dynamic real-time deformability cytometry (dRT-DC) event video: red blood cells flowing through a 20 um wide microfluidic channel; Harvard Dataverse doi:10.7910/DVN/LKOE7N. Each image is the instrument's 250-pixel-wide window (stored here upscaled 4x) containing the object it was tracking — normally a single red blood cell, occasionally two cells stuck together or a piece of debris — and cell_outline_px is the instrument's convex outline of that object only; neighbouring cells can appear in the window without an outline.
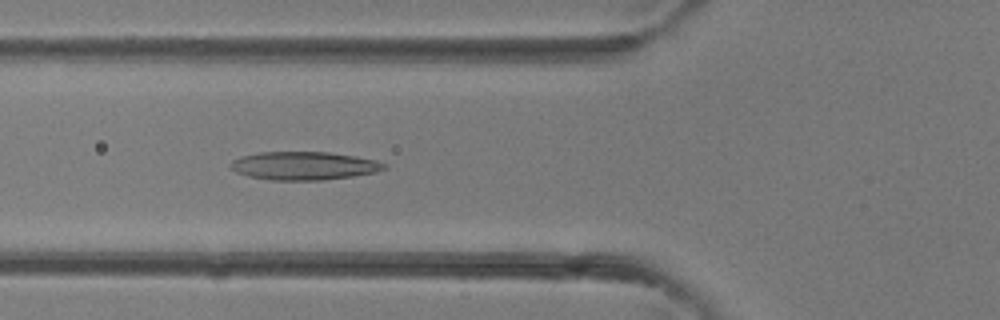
{"species": "common noctule bat (a hibernating species)", "species_latin": "Nyctalus noctula", "temperature_condition": "room temperature", "stored_images_in_passage": 38, "camera_frame_rate_fps": 3000, "um_per_image_px": 0.085, "animal": {"sex": "female"}, "frame": {"image": 1, "passage_image": 14, "time_ms": 4.333, "image_size_px": [1000, 320], "cell_outline_px": [[388, 168], [376, 172], [352, 176], [320, 180], [272, 180], [248, 176], [236, 172], [228, 164], [232, 160], [240, 156], [260, 152], [328, 152], [356, 156], [376, 160], [388, 164]], "centroid_in_image_um": [25.85, 14.08], "position_along_channel_um": 100.0, "area_um2": 25.37}}
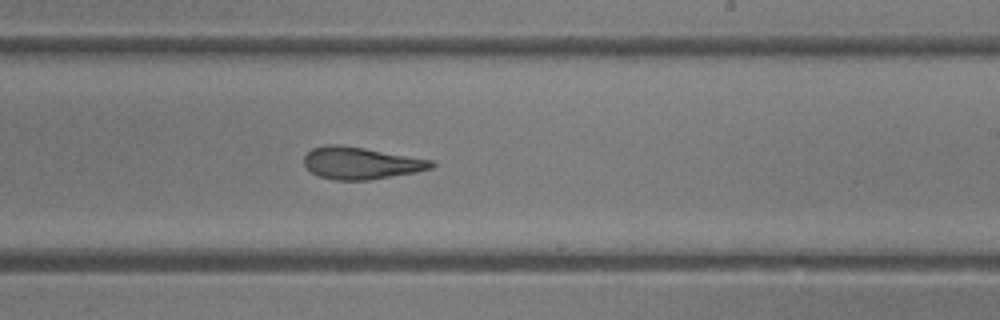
{"frame": {"image": 2, "passage_image": 23, "time_ms": 7.333, "image_size_px": [1000, 320], "cell_outline_px": [[436, 164], [432, 168], [416, 172], [368, 180], [336, 180], [320, 176], [312, 172], [304, 164], [304, 156], [312, 148], [324, 144], [340, 144], [364, 148], [432, 160]], "centroid_in_image_um": [30.66, 13.85], "position_along_channel_um": 258.3, "area_um2": 23.7}}
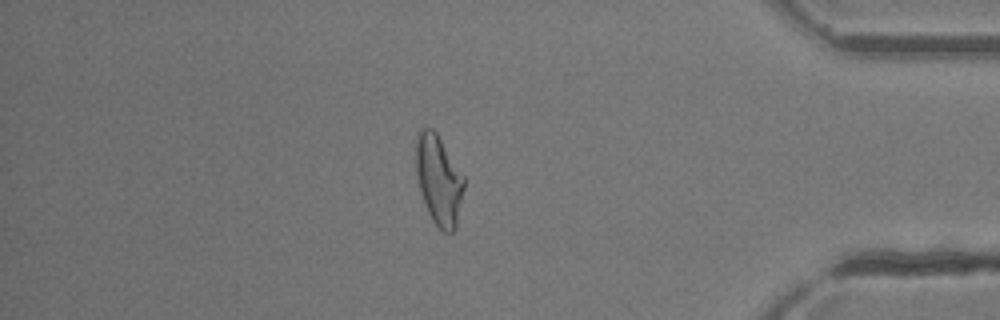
{"frame": {"image": 3, "passage_image": 33, "time_ms": 10.667, "image_size_px": [1000, 320], "cell_outline_px": [[464, 188], [456, 228], [452, 232], [444, 232], [432, 220], [428, 212], [420, 192], [416, 172], [416, 136], [420, 128], [432, 128], [436, 132], [464, 176]], "centroid_in_image_um": [37.29, 15.29], "position_along_channel_um": 397.9, "area_um2": 25.03}}